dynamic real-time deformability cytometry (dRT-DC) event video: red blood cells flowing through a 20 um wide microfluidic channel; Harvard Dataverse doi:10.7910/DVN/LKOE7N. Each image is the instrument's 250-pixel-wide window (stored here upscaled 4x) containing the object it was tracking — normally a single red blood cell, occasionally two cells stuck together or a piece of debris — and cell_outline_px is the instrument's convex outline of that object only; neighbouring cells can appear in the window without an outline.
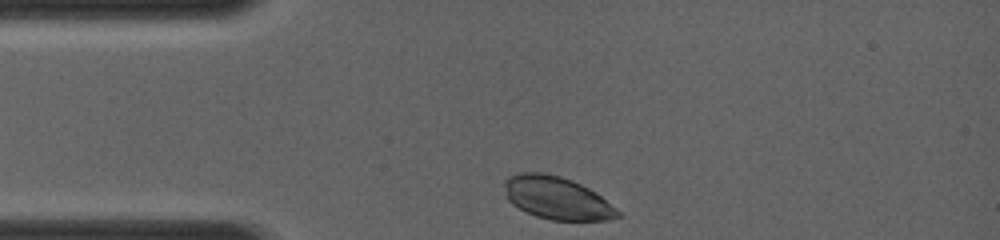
{"species": "common noctule bat (a hibernating species)", "species_latin": "Nyctalus noctula", "temperature_condition": "room temperature", "stored_images_in_passage": 31, "camera_frame_rate_fps": 4000, "um_per_image_px": 0.085, "animal": {"sex": "female", "body_mass_g": 19.0, "forearm_length_mm": 56.7}, "frame": {"image": 1, "passage_image": 1, "time_ms": 0.0, "image_size_px": [1000, 240], "cell_outline_px": [[624, 216], [608, 220], [552, 220], [536, 216], [512, 204], [508, 200], [504, 184], [504, 180], [508, 176], [520, 172], [544, 172], [560, 176], [572, 180], [596, 192], [616, 208]], "centroid_in_image_um": [47.35, 16.82], "position_along_channel_um": 37.6, "area_um2": 28.21}}
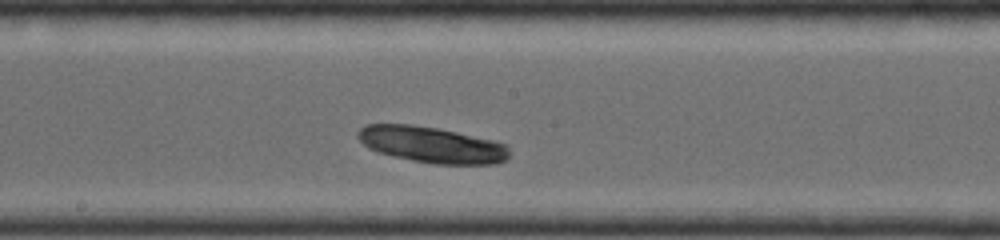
{"frame": {"image": 2, "passage_image": 18, "time_ms": 4.25, "image_size_px": [1000, 240], "cell_outline_px": [[508, 160], [496, 164], [436, 164], [412, 160], [392, 156], [368, 148], [356, 136], [356, 132], [364, 124], [412, 124], [436, 128], [456, 132], [492, 140], [504, 144], [508, 148]], "centroid_in_image_um": [36.67, 12.3], "position_along_channel_um": 211.5, "area_um2": 31.79}}
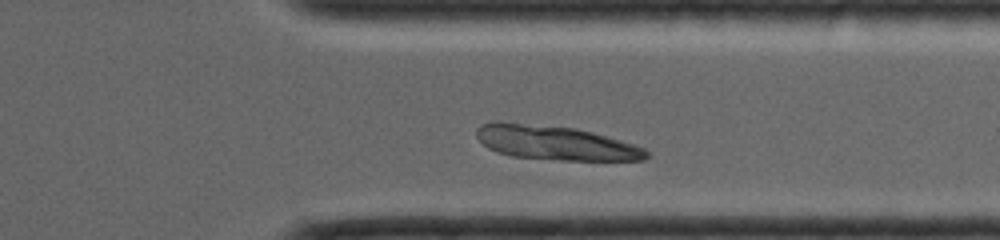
{"frame": {"image": 3, "passage_image": 31, "time_ms": 7.5, "image_size_px": [1000, 240], "cell_outline_px": [[648, 156], [644, 160], [560, 160], [512, 156], [496, 152], [488, 148], [476, 136], [476, 128], [480, 124], [496, 120], [500, 120], [576, 128], [592, 132], [620, 140], [644, 148], [648, 152]], "centroid_in_image_um": [47.13, 12.12], "position_along_channel_um": 364.3, "area_um2": 34.1}}